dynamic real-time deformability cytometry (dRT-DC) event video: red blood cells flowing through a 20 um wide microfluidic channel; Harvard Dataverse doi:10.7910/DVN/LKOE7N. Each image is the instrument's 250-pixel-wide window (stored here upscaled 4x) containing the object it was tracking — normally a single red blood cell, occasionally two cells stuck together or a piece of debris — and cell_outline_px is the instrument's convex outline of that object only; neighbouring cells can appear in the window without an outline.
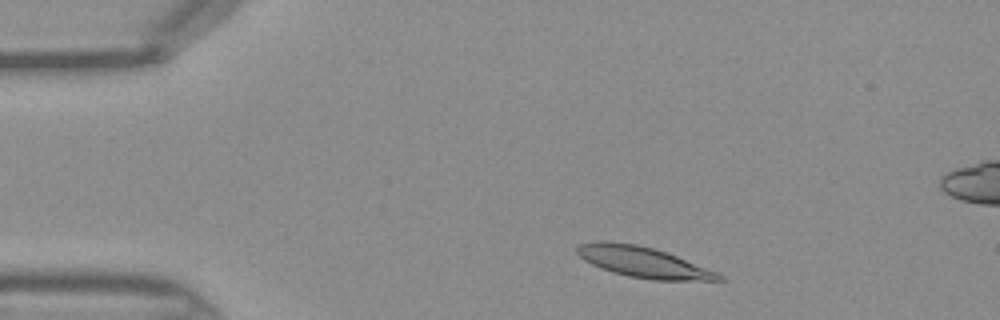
{"species": "Egyptian fruit bat (a non-hibernating species)", "species_latin": "Rousettus aegyptiacus", "temperature_condition": "warm", "stored_images_in_passage": 35, "camera_frame_rate_fps": 3000, "um_per_image_px": 0.085, "frame": {"image": 1, "passage_image": 4, "time_ms": 1.0, "image_size_px": [1000, 320], "cell_outline_px": [[728, 280], [652, 280], [628, 276], [612, 272], [600, 268], [584, 260], [576, 252], [576, 248], [580, 244], [596, 240], [604, 240], [636, 244], [652, 248], [676, 256], [716, 272], [724, 276]], "centroid_in_image_um": [54.62, 22.27], "position_along_channel_um": 30.4, "area_um2": 25.14}}
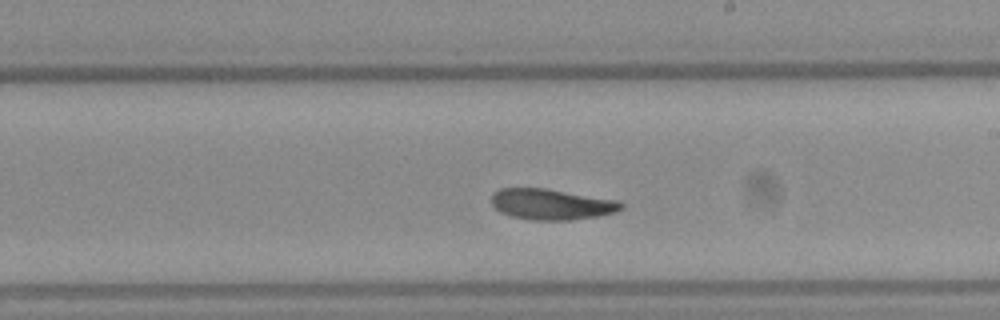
{"frame": {"image": 2, "passage_image": 22, "time_ms": 7.0, "image_size_px": [1000, 320], "cell_outline_px": [[624, 208], [616, 212], [600, 216], [572, 220], [532, 220], [512, 216], [500, 212], [492, 204], [492, 192], [500, 188], [544, 188], [616, 200], [624, 204]], "centroid_in_image_um": [46.88, 17.37], "position_along_channel_um": 242.1, "area_um2": 23.29}}
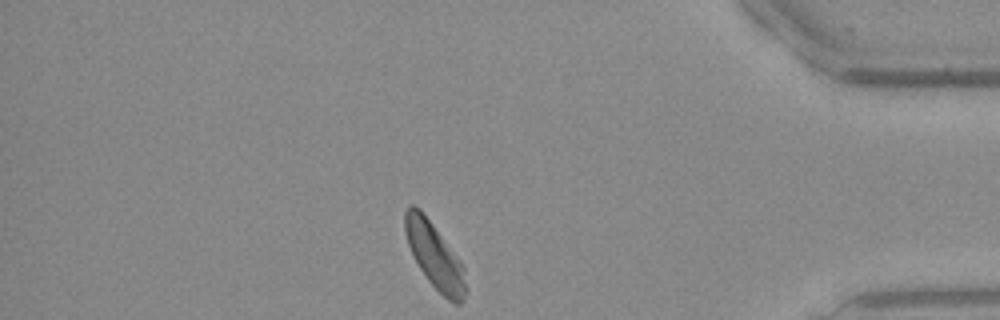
{"frame": {"image": 3, "passage_image": 35, "time_ms": 11.333, "image_size_px": [1000, 320], "cell_outline_px": [[464, 300], [460, 304], [456, 304], [448, 300], [428, 280], [412, 256], [404, 232], [404, 212], [408, 204], [412, 204], [420, 208], [460, 260], [464, 268]], "centroid_in_image_um": [36.89, 21.68], "position_along_channel_um": 398.3, "area_um2": 22.89}}